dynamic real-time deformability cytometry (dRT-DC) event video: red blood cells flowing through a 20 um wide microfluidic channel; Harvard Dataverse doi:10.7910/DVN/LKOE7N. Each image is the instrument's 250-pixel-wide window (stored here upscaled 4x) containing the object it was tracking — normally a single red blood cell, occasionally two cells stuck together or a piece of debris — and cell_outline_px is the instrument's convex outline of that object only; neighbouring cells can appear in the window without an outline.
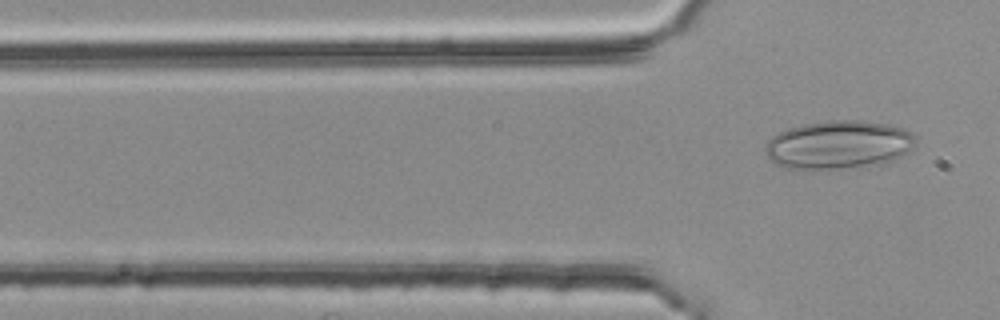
{"species": "common noctule bat (a hibernating species)", "species_latin": "Nyctalus noctula", "temperature_condition": "room temperature", "stored_images_in_passage": 3, "camera_frame_rate_fps": 3000, "um_per_image_px": 0.085, "animal": {"sex": "female", "body_mass_g": 25.1}, "frame": {"image": 1, "passage_image": 3, "time_ms": 0.667, "image_size_px": [1000, 320], "cell_outline_px": [[916, 144], [908, 152], [900, 156], [876, 164], [836, 168], [784, 168], [776, 164], [768, 156], [764, 148], [768, 140], [772, 136], [788, 128], [804, 124], [828, 120], [864, 120], [888, 124], [912, 132], [916, 136]], "centroid_in_image_um": [71.28, 12.27], "position_along_channel_um": 54.5, "area_um2": 41.96}}